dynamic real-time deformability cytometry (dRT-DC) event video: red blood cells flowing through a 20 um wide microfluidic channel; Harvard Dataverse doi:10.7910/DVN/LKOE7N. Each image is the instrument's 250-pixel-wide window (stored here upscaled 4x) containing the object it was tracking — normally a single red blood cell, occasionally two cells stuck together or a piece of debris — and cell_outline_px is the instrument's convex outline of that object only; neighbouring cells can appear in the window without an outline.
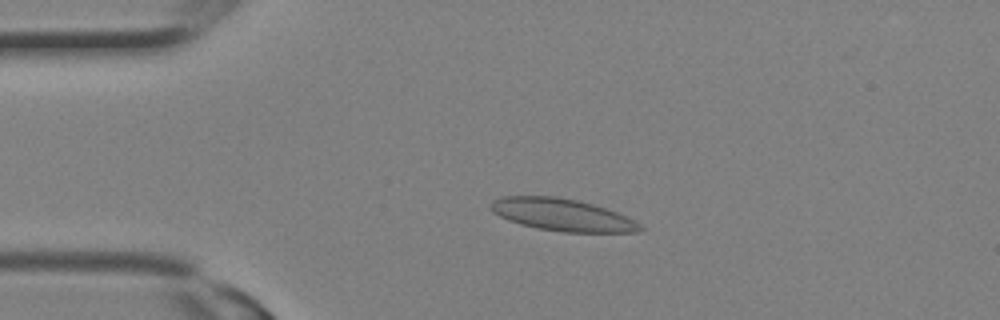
{"species": "Egyptian fruit bat (a non-hibernating species)", "species_latin": "Rousettus aegyptiacus", "temperature_condition": "room temperature", "stored_images_in_passage": 14, "camera_frame_rate_fps": 3000, "um_per_image_px": 0.085, "animal": {"sex": "female"}, "frame": {"image": 1, "passage_image": 5, "time_ms": 1.333, "image_size_px": [1000, 320], "cell_outline_px": [[644, 228], [636, 232], [564, 232], [536, 228], [520, 224], [508, 220], [492, 212], [488, 208], [488, 204], [492, 200], [504, 196], [556, 196], [576, 200], [592, 204], [616, 212], [640, 224]], "centroid_in_image_um": [47.7, 18.25], "position_along_channel_um": 37.3, "area_um2": 27.92}}
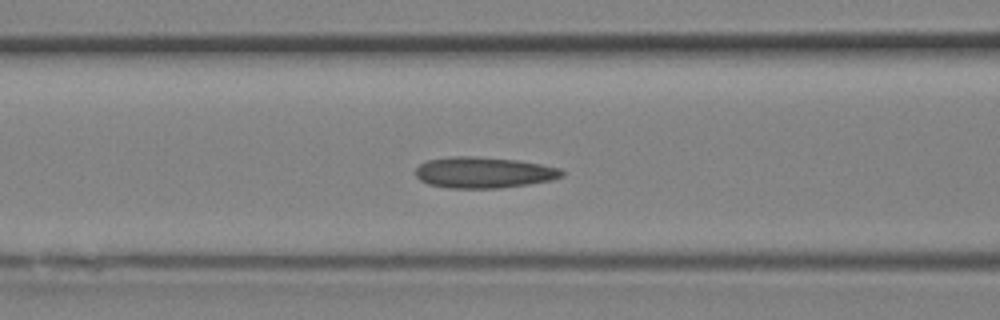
{"frame": {"image": 2, "passage_image": 10, "time_ms": 3.0, "image_size_px": [1000, 320], "cell_outline_px": [[564, 176], [552, 180], [528, 184], [500, 188], [448, 188], [428, 184], [420, 180], [416, 176], [416, 168], [420, 164], [428, 160], [452, 156], [476, 156], [516, 160], [540, 164], [560, 168], [564, 172]], "centroid_in_image_um": [41.12, 14.66], "position_along_channel_um": 125.5, "area_um2": 26.53}}
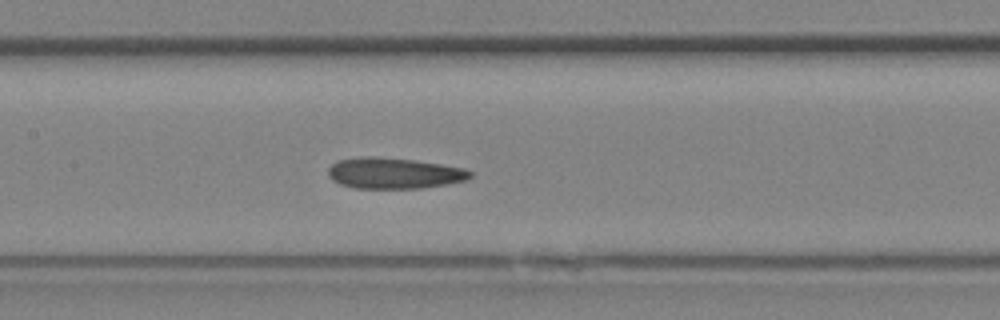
{"frame": {"image": 3, "passage_image": 12, "time_ms": 3.667, "image_size_px": [1000, 320], "cell_outline_px": [[472, 176], [468, 180], [448, 184], [420, 188], [352, 188], [340, 184], [332, 180], [328, 176], [328, 168], [336, 160], [360, 156], [372, 156], [412, 160], [440, 164], [464, 168], [472, 172]], "centroid_in_image_um": [33.46, 14.72], "position_along_channel_um": 173.9, "area_um2": 25.78}}